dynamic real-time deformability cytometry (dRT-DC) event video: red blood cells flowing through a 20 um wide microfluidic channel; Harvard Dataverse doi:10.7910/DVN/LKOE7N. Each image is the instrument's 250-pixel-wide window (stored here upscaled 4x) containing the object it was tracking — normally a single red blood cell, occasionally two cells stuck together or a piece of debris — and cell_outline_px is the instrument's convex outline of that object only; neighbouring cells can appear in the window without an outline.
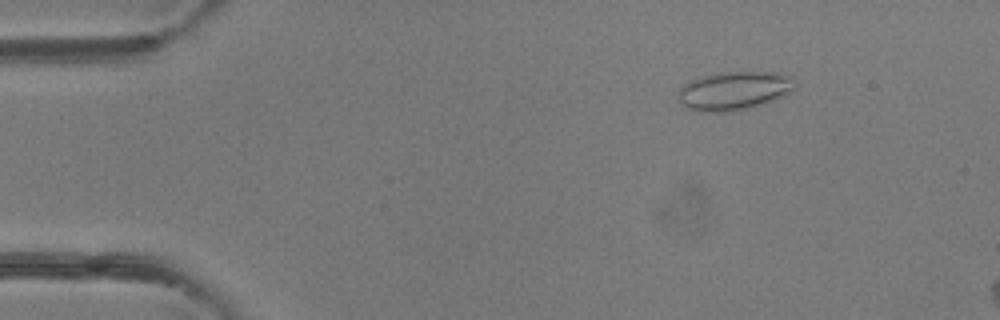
{"species": "common noctule bat (a hibernating species)", "species_latin": "Nyctalus noctula", "temperature_condition": "room temperature", "stored_images_in_passage": 4, "camera_frame_rate_fps": 3000, "um_per_image_px": 0.085, "animal": {"sex": "female"}, "frame": {"image": 1, "passage_image": 2, "time_ms": 1.0, "image_size_px": [1000, 320], "cell_outline_px": [[796, 88], [784, 96], [748, 108], [728, 112], [700, 112], [688, 108], [680, 104], [680, 88], [684, 84], [692, 80], [716, 72], [780, 72], [792, 76]], "centroid_in_image_um": [62.43, 7.7], "position_along_channel_um": 22.6, "area_um2": 26.24}}